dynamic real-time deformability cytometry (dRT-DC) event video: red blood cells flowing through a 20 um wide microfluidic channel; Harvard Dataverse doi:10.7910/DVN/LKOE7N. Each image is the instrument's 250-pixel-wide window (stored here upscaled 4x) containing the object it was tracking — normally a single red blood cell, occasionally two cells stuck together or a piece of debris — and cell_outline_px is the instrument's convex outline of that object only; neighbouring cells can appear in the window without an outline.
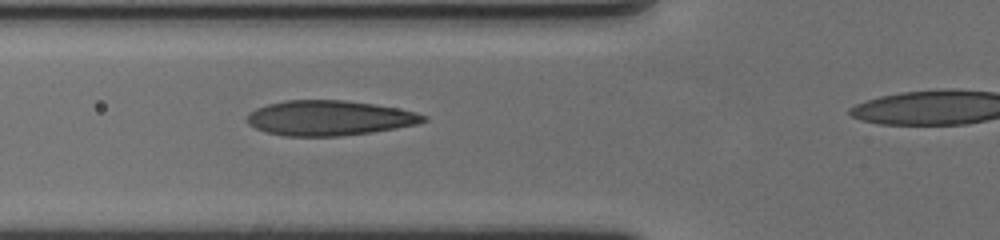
{"species": "human", "species_latin": "Homo sapiens", "temperature_condition": "cold", "stored_images_in_passage": 41, "camera_frame_rate_fps": 3000, "um_per_image_px": 0.085, "donor": {"sex": "female"}, "frame": {"image": 1, "passage_image": 12, "time_ms": 3.667, "image_size_px": [1000, 240], "cell_outline_px": [[428, 120], [416, 124], [396, 128], [372, 132], [340, 136], [284, 136], [268, 132], [256, 128], [248, 124], [248, 112], [256, 108], [268, 104], [284, 100], [344, 100], [376, 104], [416, 112], [428, 116]], "centroid_in_image_um": [28.0, 10.02], "position_along_channel_um": 97.8, "area_um2": 36.01}}
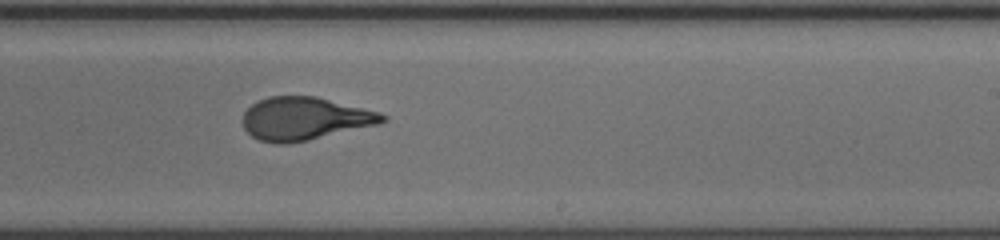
{"frame": {"image": 2, "passage_image": 26, "time_ms": 8.333, "image_size_px": [1000, 240], "cell_outline_px": [[388, 120], [380, 124], [308, 140], [288, 144], [276, 144], [260, 140], [252, 136], [244, 128], [244, 112], [252, 104], [268, 96], [316, 96], [380, 112], [388, 116]], "centroid_in_image_um": [25.93, 10.08], "position_along_channel_um": 263.1, "area_um2": 34.97}}
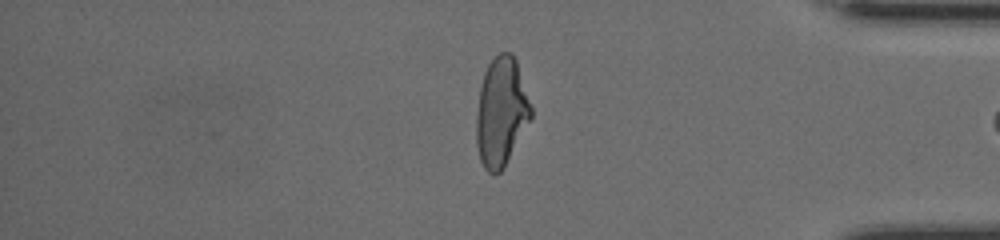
{"frame": {"image": 3, "passage_image": 39, "time_ms": 12.667, "image_size_px": [1000, 240], "cell_outline_px": [[532, 116], [504, 168], [496, 176], [492, 176], [484, 168], [480, 160], [476, 144], [476, 112], [480, 88], [484, 72], [488, 64], [500, 52], [512, 52], [516, 60], [532, 108]], "centroid_in_image_um": [42.59, 9.55], "position_along_channel_um": 392.6, "area_um2": 34.8}, "authors_computed_cell_mechanics": {"area_um2": 35.4892, "velocity_mm_per_s": 3.5576, "shape_relaxation_time_tau1_ms": 6.1151, "shape_relaxation_time_tau2_ms": 0.9772, "deformation_change_tau1": 0.2223, "deformation_change_tau2": 0.0758}}